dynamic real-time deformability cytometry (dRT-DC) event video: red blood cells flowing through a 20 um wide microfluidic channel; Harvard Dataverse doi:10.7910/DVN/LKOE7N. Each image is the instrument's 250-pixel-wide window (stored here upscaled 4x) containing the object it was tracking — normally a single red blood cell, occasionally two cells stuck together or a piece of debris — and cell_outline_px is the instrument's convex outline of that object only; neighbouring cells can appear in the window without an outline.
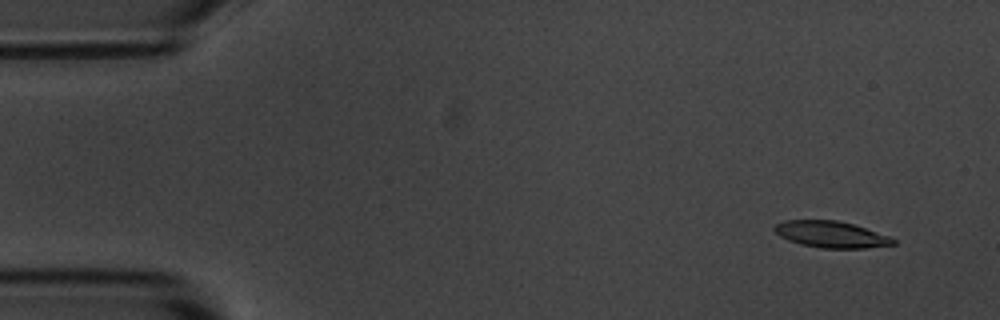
{"species": "common noctule bat (a hibernating species)", "species_latin": "Nyctalus noctula", "temperature_condition": "room temperature", "stored_images_in_passage": 4, "camera_frame_rate_fps": 3000, "um_per_image_px": 0.085, "animal": {"sex": "male", "body_mass_g": 20.1, "forearm_length_mm": 53.5}, "frame": {"image": 1, "passage_image": 1, "time_ms": 0.0, "image_size_px": [1000, 320], "cell_outline_px": [[896, 244], [864, 248], [820, 248], [800, 244], [788, 240], [780, 236], [772, 228], [776, 224], [784, 220], [836, 220], [852, 224], [888, 236], [896, 240]], "centroid_in_image_um": [70.6, 19.93], "position_along_channel_um": 14.4, "area_um2": 18.15}}
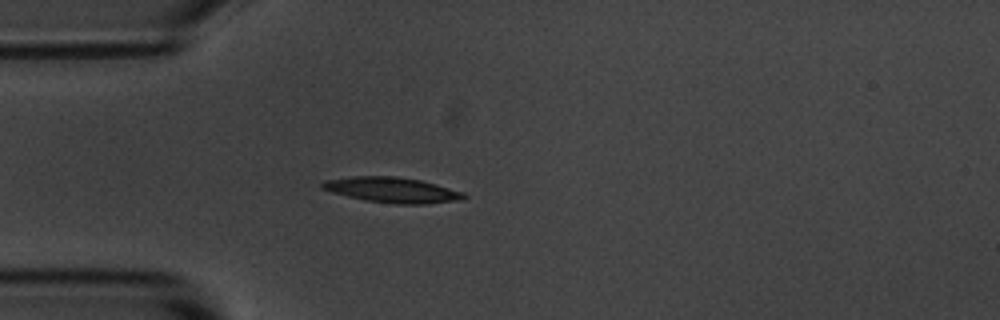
{"frame": {"image": 2, "passage_image": 4, "time_ms": 3.667, "image_size_px": [1000, 320], "cell_outline_px": [[468, 196], [464, 200], [424, 204], [396, 204], [364, 200], [332, 192], [320, 188], [320, 184], [324, 180], [352, 176], [396, 176], [420, 180], [436, 184], [464, 192]], "centroid_in_image_um": [33.35, 16.15], "position_along_channel_um": 51.6, "area_um2": 21.1}}